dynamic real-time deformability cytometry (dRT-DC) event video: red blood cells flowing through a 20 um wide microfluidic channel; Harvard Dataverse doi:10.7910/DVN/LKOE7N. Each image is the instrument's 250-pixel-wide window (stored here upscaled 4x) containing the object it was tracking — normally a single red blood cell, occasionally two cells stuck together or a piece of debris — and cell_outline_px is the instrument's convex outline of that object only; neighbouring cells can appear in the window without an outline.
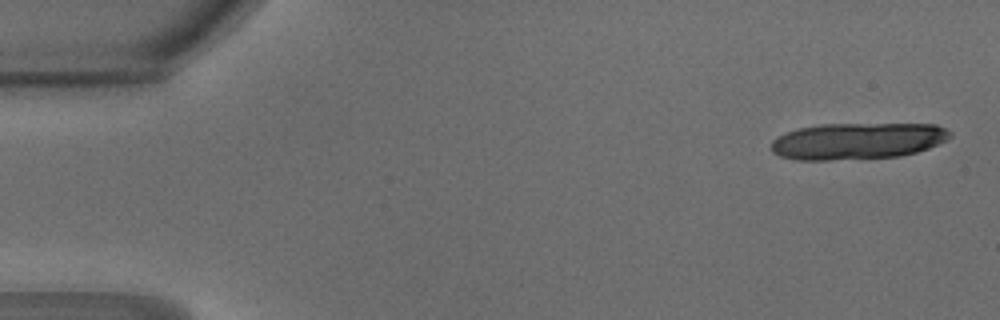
{"species": "common noctule bat (a hibernating species)", "species_latin": "Nyctalus noctula", "temperature_condition": "warm", "stored_images_in_passage": 16, "camera_frame_rate_fps": 3000, "um_per_image_px": 0.085, "animal": {"sex": "male", "body_mass_g": 18.8}, "frame": {"image": 1, "passage_image": 2, "time_ms": 0.333, "image_size_px": [1000, 320], "cell_outline_px": [[952, 136], [948, 140], [928, 148], [916, 152], [900, 156], [828, 160], [796, 160], [780, 156], [772, 152], [772, 140], [788, 132], [800, 128], [820, 124], [936, 124], [952, 132]], "centroid_in_image_um": [72.92, 11.98], "position_along_channel_um": 12.1, "area_um2": 38.03}}